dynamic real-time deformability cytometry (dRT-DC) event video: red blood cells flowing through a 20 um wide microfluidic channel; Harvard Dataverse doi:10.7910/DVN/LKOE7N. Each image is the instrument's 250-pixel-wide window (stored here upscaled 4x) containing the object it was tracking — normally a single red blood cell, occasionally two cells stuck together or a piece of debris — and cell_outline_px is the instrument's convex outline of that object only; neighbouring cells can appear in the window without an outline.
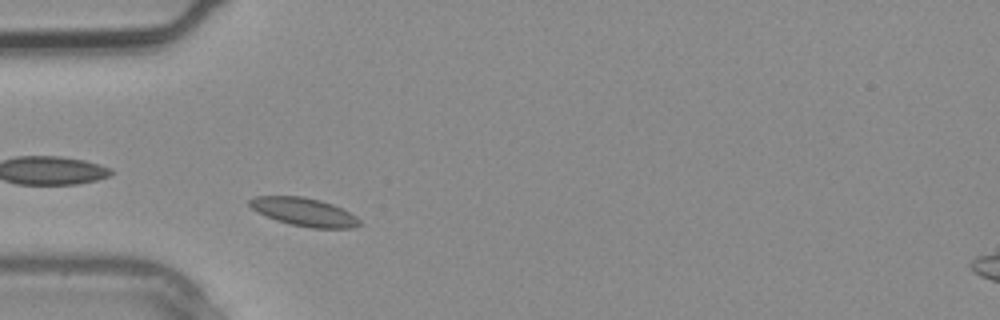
{"species": "common noctule bat (a hibernating species)", "species_latin": "Nyctalus noctula", "temperature_condition": "warm", "stored_images_in_passage": 2, "camera_frame_rate_fps": 3000, "um_per_image_px": 0.085, "animal": {"sex": "male", "body_mass_g": 20.4}, "frame": {"image": 1, "passage_image": 2, "time_ms": 0.333, "image_size_px": [1000, 320], "cell_outline_px": [[364, 224], [352, 228], [312, 228], [292, 224], [276, 220], [252, 208], [248, 204], [248, 200], [252, 196], [304, 196], [320, 200], [332, 204], [356, 216]], "centroid_in_image_um": [25.86, 18.01], "position_along_channel_um": 59.1, "area_um2": 17.98}}